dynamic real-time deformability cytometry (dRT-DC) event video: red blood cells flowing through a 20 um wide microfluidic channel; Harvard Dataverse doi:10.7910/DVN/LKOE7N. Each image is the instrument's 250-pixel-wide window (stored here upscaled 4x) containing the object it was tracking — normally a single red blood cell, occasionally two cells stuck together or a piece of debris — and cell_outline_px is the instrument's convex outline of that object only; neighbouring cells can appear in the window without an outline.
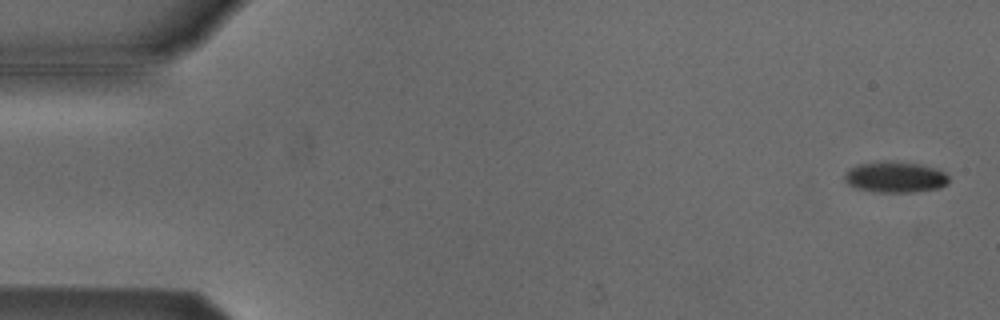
{"species": "Egyptian fruit bat (a non-hibernating species)", "species_latin": "Rousettus aegyptiacus", "temperature_condition": "cold", "stored_images_in_passage": 54, "camera_frame_rate_fps": 3000, "um_per_image_px": 0.085, "animal": {"sex": "male"}, "frame": {"image": 1, "passage_image": 2, "time_ms": 0.333, "image_size_px": [1000, 320], "cell_outline_px": [[948, 184], [940, 188], [916, 192], [880, 192], [856, 188], [848, 184], [844, 180], [844, 172], [848, 168], [856, 164], [876, 160], [892, 160], [920, 164], [940, 168], [948, 176]], "centroid_in_image_um": [76.08, 15.02], "position_along_channel_um": 8.9, "area_um2": 19.48}}
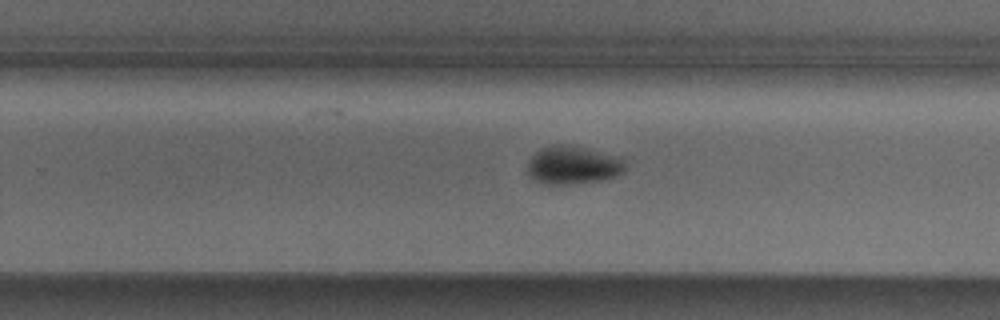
{"frame": {"image": 2, "passage_image": 34, "time_ms": 11.0, "image_size_px": [1000, 320], "cell_outline_px": [[624, 172], [616, 176], [600, 180], [568, 184], [544, 184], [528, 176], [528, 164], [532, 156], [540, 148], [552, 144], [572, 144], [624, 156]], "centroid_in_image_um": [48.74, 14.0], "position_along_channel_um": 281.1, "area_um2": 22.2}}
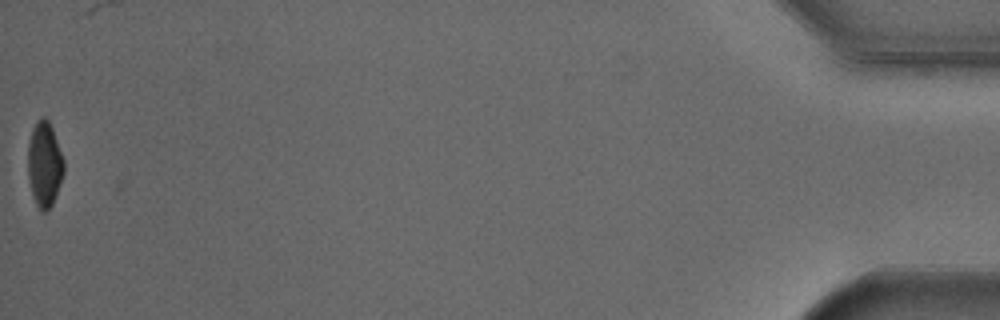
{"frame": {"image": 3, "passage_image": 54, "time_ms": 17.667, "image_size_px": [1000, 320], "cell_outline_px": [[64, 172], [52, 204], [44, 212], [36, 204], [32, 192], [28, 176], [28, 144], [32, 128], [36, 120], [40, 116], [44, 116], [48, 120], [52, 128], [64, 160]], "centroid_in_image_um": [3.77, 13.89], "position_along_channel_um": 431.4, "area_um2": 17.63}, "authors_computed_cell_mechanics": {"area_um2": 20.2878, "velocity_mm_per_s": 3.8276, "shape_relaxation_time_tau1_ms": 3.6411, "shape_relaxation_time_tau2_ms": null, "deformation_change_tau1": 0.1021, "deformation_change_tau2": null}}